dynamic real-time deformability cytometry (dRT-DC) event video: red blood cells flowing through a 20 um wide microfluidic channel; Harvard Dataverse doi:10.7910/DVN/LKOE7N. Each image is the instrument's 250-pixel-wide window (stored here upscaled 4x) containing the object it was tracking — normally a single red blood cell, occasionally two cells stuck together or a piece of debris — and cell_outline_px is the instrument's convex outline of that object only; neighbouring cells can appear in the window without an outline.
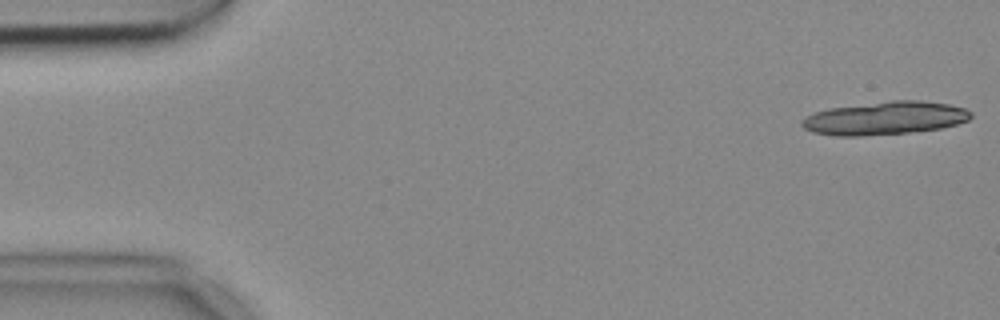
{"species": "common noctule bat (a hibernating species)", "species_latin": "Nyctalus noctula", "temperature_condition": "cold", "stored_images_in_passage": 23, "camera_frame_rate_fps": 3000, "um_per_image_px": 0.085, "animal": {"sex": "female", "body_mass_g": 18.4}, "frame": {"image": 1, "passage_image": 1, "time_ms": 0.0, "image_size_px": [1000, 320], "cell_outline_px": [[972, 116], [968, 120], [956, 124], [940, 128], [908, 132], [860, 136], [836, 136], [812, 132], [804, 128], [800, 124], [800, 120], [816, 112], [828, 108], [892, 100], [920, 100], [948, 104], [964, 108], [972, 112]], "centroid_in_image_um": [75.2, 10.04], "position_along_channel_um": 9.8, "area_um2": 32.54}}